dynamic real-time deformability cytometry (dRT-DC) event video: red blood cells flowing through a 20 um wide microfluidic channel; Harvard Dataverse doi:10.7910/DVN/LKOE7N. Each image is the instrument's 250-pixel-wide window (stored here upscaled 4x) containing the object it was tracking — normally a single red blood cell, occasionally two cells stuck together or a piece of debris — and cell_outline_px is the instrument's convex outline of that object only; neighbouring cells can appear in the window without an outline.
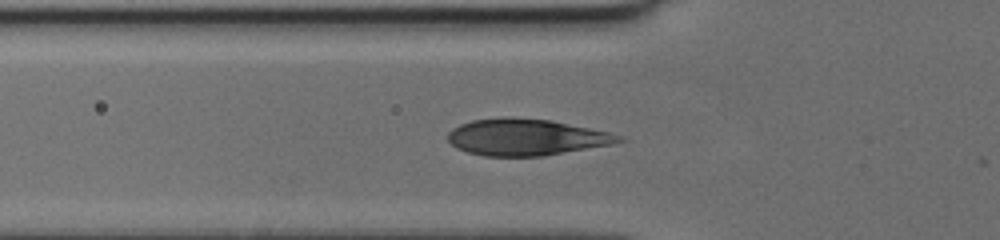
{"species": "human", "species_latin": "Homo sapiens", "temperature_condition": "cold", "stored_images_in_passage": 32, "camera_frame_rate_fps": 3000, "um_per_image_px": 0.085, "donor": {"sex": "female"}, "frame": {"image": 1, "passage_image": 5, "time_ms": 1.333, "image_size_px": [1000, 240], "cell_outline_px": [[628, 140], [612, 144], [544, 156], [484, 156], [468, 152], [456, 148], [448, 140], [448, 132], [452, 128], [460, 124], [472, 120], [552, 120], [608, 132], [620, 136]], "centroid_in_image_um": [44.74, 11.71], "position_along_channel_um": 81.1, "area_um2": 35.32}}
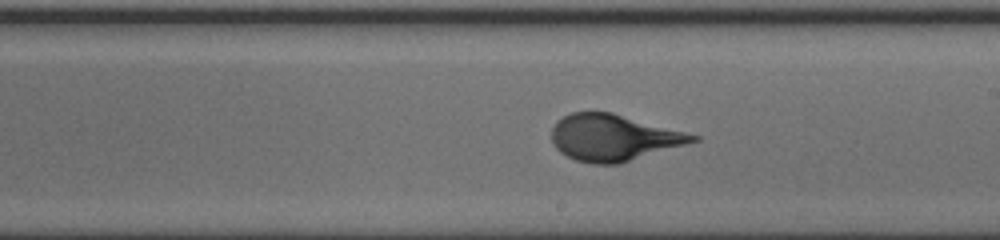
{"frame": {"image": 2, "passage_image": 16, "time_ms": 5.0, "image_size_px": [1000, 240], "cell_outline_px": [[700, 140], [620, 164], [592, 164], [576, 160], [560, 152], [556, 148], [552, 140], [552, 128], [556, 120], [572, 112], [612, 112], [700, 136]], "centroid_in_image_um": [52.14, 11.7], "position_along_channel_um": 236.9, "area_um2": 38.09}}
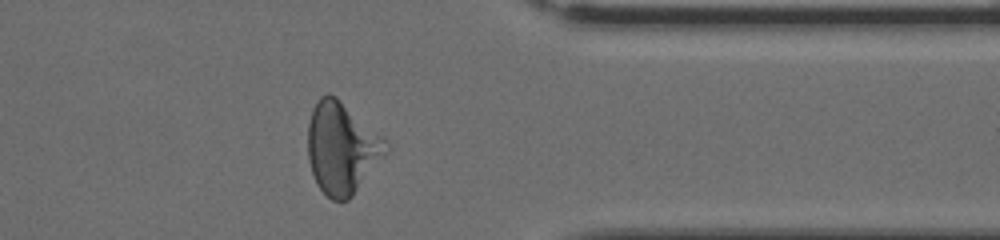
{"frame": {"image": 3, "passage_image": 27, "time_ms": 8.667, "image_size_px": [1000, 240], "cell_outline_px": [[388, 152], [352, 196], [348, 200], [332, 200], [316, 184], [308, 160], [308, 124], [312, 108], [316, 100], [320, 96], [328, 92], [336, 96], [384, 136]], "centroid_in_image_um": [29.04, 12.55], "position_along_channel_um": 382.4, "area_um2": 41.79}}